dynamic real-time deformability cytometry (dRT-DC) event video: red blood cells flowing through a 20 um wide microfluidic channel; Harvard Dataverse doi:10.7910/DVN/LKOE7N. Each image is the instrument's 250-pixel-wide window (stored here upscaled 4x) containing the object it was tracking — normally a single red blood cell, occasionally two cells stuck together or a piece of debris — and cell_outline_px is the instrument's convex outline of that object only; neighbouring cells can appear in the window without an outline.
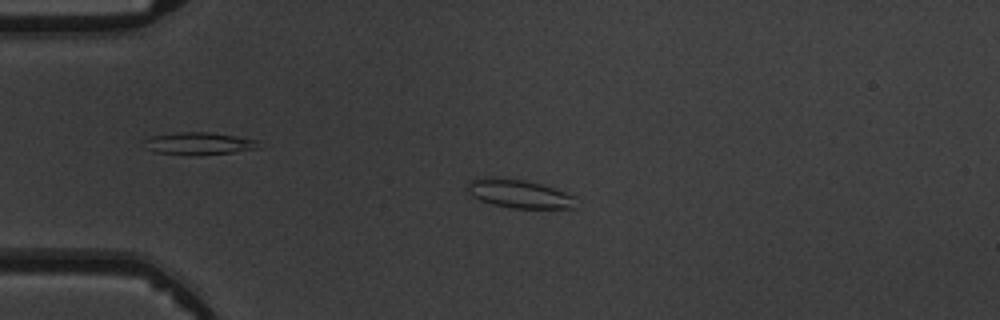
{"species": "common noctule bat (a hibernating species)", "species_latin": "Nyctalus noctula", "temperature_condition": "warm", "stored_images_in_passage": 7, "camera_frame_rate_fps": 3000, "um_per_image_px": 0.085, "animal": {"sex": "male", "body_mass_g": 19.5, "forearm_length_mm": 54.6}, "frame": {"image": 1, "passage_image": 3, "time_ms": 3.0, "image_size_px": [1000, 320], "cell_outline_px": [[576, 208], [512, 208], [492, 204], [480, 200], [472, 196], [468, 192], [468, 180], [476, 176], [496, 176], [524, 180], [540, 184], [576, 196]], "centroid_in_image_um": [44.07, 16.44], "position_along_channel_um": 40.9, "area_um2": 18.32}}
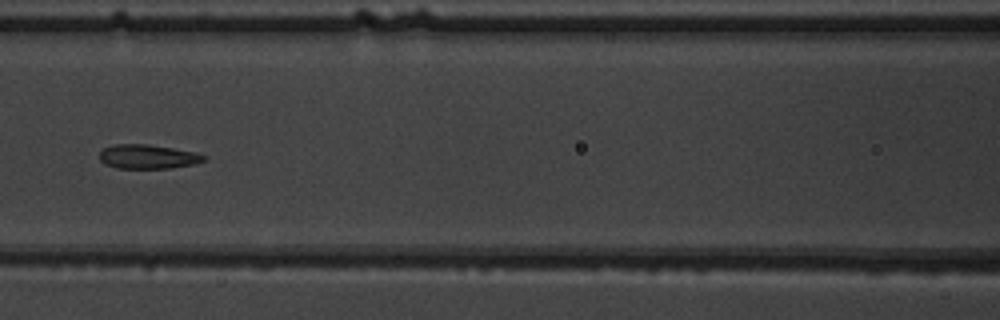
{"frame": {"image": 2, "passage_image": 6, "time_ms": 6.667, "image_size_px": [1000, 320], "cell_outline_px": [[208, 156], [204, 160], [192, 164], [168, 168], [116, 168], [104, 164], [100, 160], [100, 152], [104, 148], [112, 144], [148, 144], [196, 152]], "centroid_in_image_um": [12.54, 13.31], "position_along_channel_um": 154.1, "area_um2": 14.68}}
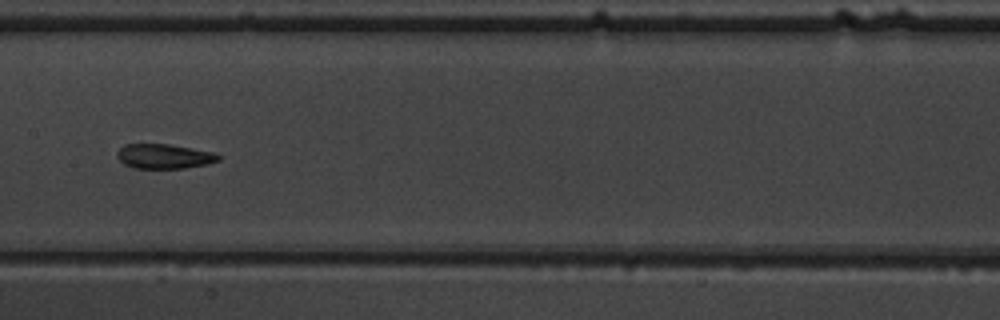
{"frame": {"image": 3, "passage_image": 7, "time_ms": 7.667, "image_size_px": [1000, 320], "cell_outline_px": [[220, 160], [208, 164], [184, 168], [132, 168], [124, 164], [116, 156], [116, 152], [124, 144], [168, 144], [192, 148], [212, 152], [220, 156]], "centroid_in_image_um": [13.93, 13.29], "position_along_channel_um": 193.5, "area_um2": 14.57}}